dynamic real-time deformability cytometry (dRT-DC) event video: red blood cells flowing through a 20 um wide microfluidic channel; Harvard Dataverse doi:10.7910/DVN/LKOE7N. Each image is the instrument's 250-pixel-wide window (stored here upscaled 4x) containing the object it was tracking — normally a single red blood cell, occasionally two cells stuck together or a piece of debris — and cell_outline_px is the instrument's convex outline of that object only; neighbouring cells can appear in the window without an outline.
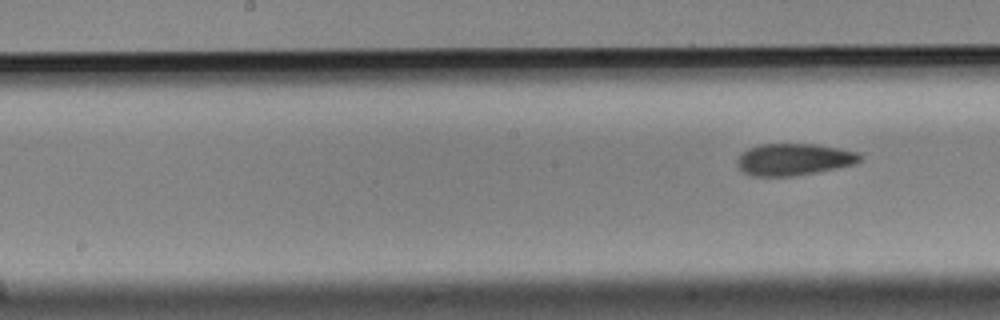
{"species": "Egyptian fruit bat (a non-hibernating species)", "species_latin": "Rousettus aegyptiacus", "temperature_condition": "cold", "stored_images_in_passage": 9, "segment_of_instrument_passage": [2, 2], "camera_frame_rate_fps": 3000, "um_per_image_px": 0.085, "animal": {"sex": "male"}, "frame": {"image": 1, "passage_image": 9, "time_ms": 2.667, "image_size_px": [1000, 320], "cell_outline_px": [[864, 156], [860, 160], [852, 164], [836, 168], [816, 172], [792, 176], [752, 176], [744, 172], [736, 164], [736, 160], [748, 148], [760, 144], [820, 144], [860, 152]], "centroid_in_image_um": [67.5, 13.54], "position_along_channel_um": 180.7, "area_um2": 22.83}}